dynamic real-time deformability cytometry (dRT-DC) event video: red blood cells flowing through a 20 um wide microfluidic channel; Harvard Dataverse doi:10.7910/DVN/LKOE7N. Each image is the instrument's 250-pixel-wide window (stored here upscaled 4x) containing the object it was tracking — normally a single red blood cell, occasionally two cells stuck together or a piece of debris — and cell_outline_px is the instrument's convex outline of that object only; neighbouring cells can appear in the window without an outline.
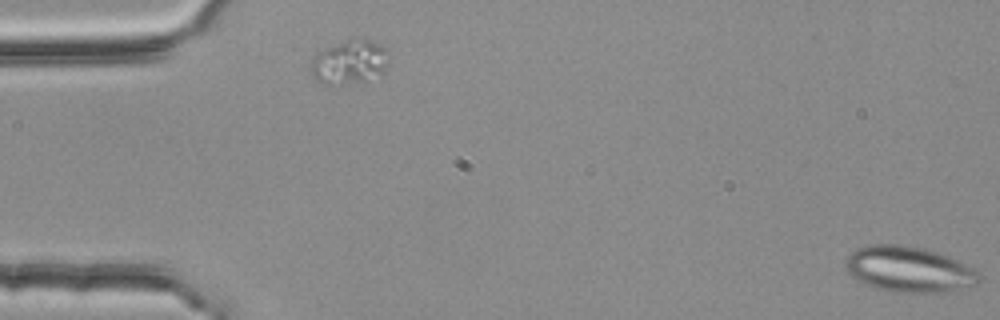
{"species": "common noctule bat (a hibernating species)", "species_latin": "Nyctalus noctula", "temperature_condition": "room temperature", "stored_images_in_passage": 2, "camera_frame_rate_fps": 3000, "um_per_image_px": 0.085, "animal": {"sex": "female", "body_mass_g": 25.1}, "frame": {"image": 1, "passage_image": 2, "time_ms": 0.333, "image_size_px": [1000, 320], "cell_outline_px": [[980, 276], [976, 284], [952, 292], [896, 292], [864, 284], [852, 276], [844, 268], [848, 256], [856, 248], [868, 244], [900, 244], [920, 248], [936, 252], [948, 256], [980, 272]], "centroid_in_image_um": [77.25, 22.89], "position_along_channel_um": 7.8, "area_um2": 35.37}}